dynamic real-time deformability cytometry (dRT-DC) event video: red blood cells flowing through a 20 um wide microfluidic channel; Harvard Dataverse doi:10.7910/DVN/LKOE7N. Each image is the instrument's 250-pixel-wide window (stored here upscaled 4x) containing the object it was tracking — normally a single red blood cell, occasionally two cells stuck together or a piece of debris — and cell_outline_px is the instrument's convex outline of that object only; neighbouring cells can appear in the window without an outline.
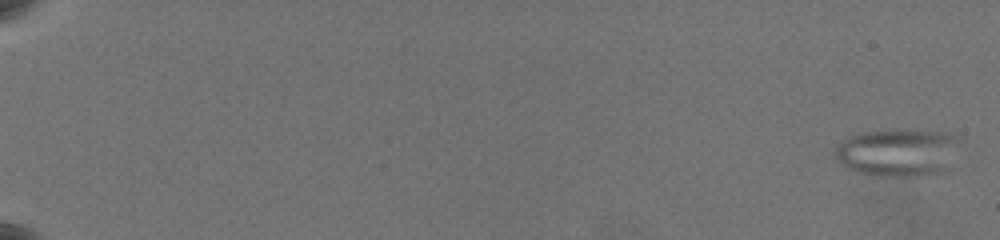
{"species": "common noctule bat (a hibernating species)", "species_latin": "Nyctalus noctula", "temperature_condition": "warm", "stored_images_in_passage": 13, "camera_frame_rate_fps": 3000, "um_per_image_px": 0.085, "animal": {"sex": "female", "body_mass_g": 19.5, "forearm_length_mm": 54.1}, "frame": {"image": 1, "passage_image": 1, "time_ms": 0.0, "image_size_px": [1000, 240], "cell_outline_px": [[960, 140], [940, 172], [908, 176], [888, 176], [864, 172], [848, 168], [840, 164], [836, 160], [836, 148], [848, 136], [860, 132], [900, 128], [916, 128], [944, 132], [956, 136]], "centroid_in_image_um": [76.25, 12.88], "position_along_channel_um": 8.7, "area_um2": 34.1}}
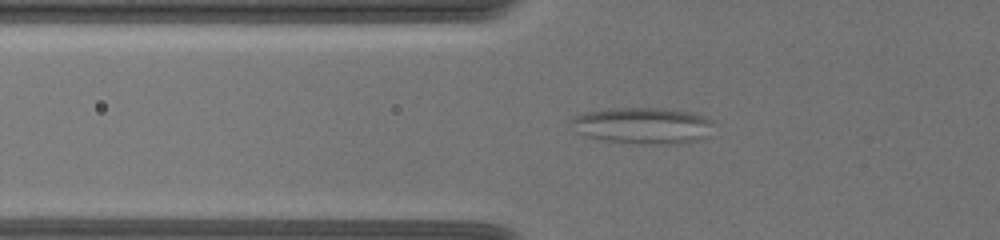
{"frame": {"image": 2, "passage_image": 11, "time_ms": 8.0, "image_size_px": [1000, 240], "cell_outline_px": [[708, 136], [696, 140], [672, 144], [656, 144], [604, 140], [588, 136], [576, 132], [568, 124], [572, 116], [584, 112], [612, 108], [664, 108], [692, 112], [704, 116], [708, 120]], "centroid_in_image_um": [54.53, 10.65], "position_along_channel_um": 71.3, "area_um2": 29.82}}